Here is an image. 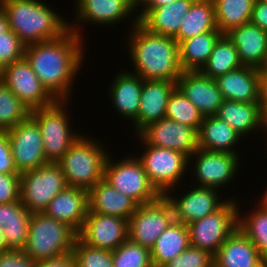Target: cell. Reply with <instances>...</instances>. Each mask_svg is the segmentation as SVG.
Returning <instances> with one entry per match:
<instances>
[{"mask_svg": "<svg viewBox=\"0 0 267 267\" xmlns=\"http://www.w3.org/2000/svg\"><path fill=\"white\" fill-rule=\"evenodd\" d=\"M82 37L68 29L59 38L25 46V59L56 100H68L84 59Z\"/></svg>", "mask_w": 267, "mask_h": 267, "instance_id": "cell-1", "label": "cell"}, {"mask_svg": "<svg viewBox=\"0 0 267 267\" xmlns=\"http://www.w3.org/2000/svg\"><path fill=\"white\" fill-rule=\"evenodd\" d=\"M127 41L135 71L143 80L176 82L182 75L179 44L174 38L153 34L138 23L136 16ZM133 29V30H132Z\"/></svg>", "mask_w": 267, "mask_h": 267, "instance_id": "cell-2", "label": "cell"}, {"mask_svg": "<svg viewBox=\"0 0 267 267\" xmlns=\"http://www.w3.org/2000/svg\"><path fill=\"white\" fill-rule=\"evenodd\" d=\"M9 28L25 45L59 38L68 29V22L41 0H0Z\"/></svg>", "mask_w": 267, "mask_h": 267, "instance_id": "cell-3", "label": "cell"}, {"mask_svg": "<svg viewBox=\"0 0 267 267\" xmlns=\"http://www.w3.org/2000/svg\"><path fill=\"white\" fill-rule=\"evenodd\" d=\"M103 147L93 138L82 135L69 148L57 162L62 168L68 187L89 191L104 178V165L108 152L106 153Z\"/></svg>", "mask_w": 267, "mask_h": 267, "instance_id": "cell-4", "label": "cell"}, {"mask_svg": "<svg viewBox=\"0 0 267 267\" xmlns=\"http://www.w3.org/2000/svg\"><path fill=\"white\" fill-rule=\"evenodd\" d=\"M78 232L70 225L42 213H32L24 252L34 261L72 252Z\"/></svg>", "mask_w": 267, "mask_h": 267, "instance_id": "cell-5", "label": "cell"}, {"mask_svg": "<svg viewBox=\"0 0 267 267\" xmlns=\"http://www.w3.org/2000/svg\"><path fill=\"white\" fill-rule=\"evenodd\" d=\"M65 105L64 100H57L50 106L30 112V117L37 123L41 132L48 162L57 163L80 137V134L71 131Z\"/></svg>", "mask_w": 267, "mask_h": 267, "instance_id": "cell-6", "label": "cell"}, {"mask_svg": "<svg viewBox=\"0 0 267 267\" xmlns=\"http://www.w3.org/2000/svg\"><path fill=\"white\" fill-rule=\"evenodd\" d=\"M68 184L58 163L49 162L20 174V201L31 213H42Z\"/></svg>", "mask_w": 267, "mask_h": 267, "instance_id": "cell-7", "label": "cell"}, {"mask_svg": "<svg viewBox=\"0 0 267 267\" xmlns=\"http://www.w3.org/2000/svg\"><path fill=\"white\" fill-rule=\"evenodd\" d=\"M236 200L226 202L214 213L187 225L190 245L204 249L213 256L225 240L238 228Z\"/></svg>", "mask_w": 267, "mask_h": 267, "instance_id": "cell-8", "label": "cell"}, {"mask_svg": "<svg viewBox=\"0 0 267 267\" xmlns=\"http://www.w3.org/2000/svg\"><path fill=\"white\" fill-rule=\"evenodd\" d=\"M139 140L143 142L144 152L141 154L140 161L148 180L156 191L164 196L175 184L184 177L189 158L181 152L148 145L139 135Z\"/></svg>", "mask_w": 267, "mask_h": 267, "instance_id": "cell-9", "label": "cell"}, {"mask_svg": "<svg viewBox=\"0 0 267 267\" xmlns=\"http://www.w3.org/2000/svg\"><path fill=\"white\" fill-rule=\"evenodd\" d=\"M106 159L104 179L122 194L132 198L138 205L156 201L161 195L151 185L138 157H128L112 162Z\"/></svg>", "mask_w": 267, "mask_h": 267, "instance_id": "cell-10", "label": "cell"}, {"mask_svg": "<svg viewBox=\"0 0 267 267\" xmlns=\"http://www.w3.org/2000/svg\"><path fill=\"white\" fill-rule=\"evenodd\" d=\"M175 220L173 208L165 196L156 201L138 205L128 219V239L151 250L156 239Z\"/></svg>", "mask_w": 267, "mask_h": 267, "instance_id": "cell-11", "label": "cell"}, {"mask_svg": "<svg viewBox=\"0 0 267 267\" xmlns=\"http://www.w3.org/2000/svg\"><path fill=\"white\" fill-rule=\"evenodd\" d=\"M0 80L31 111L50 106L57 101L38 79L25 57L4 66Z\"/></svg>", "mask_w": 267, "mask_h": 267, "instance_id": "cell-12", "label": "cell"}, {"mask_svg": "<svg viewBox=\"0 0 267 267\" xmlns=\"http://www.w3.org/2000/svg\"><path fill=\"white\" fill-rule=\"evenodd\" d=\"M6 131L11 144L14 164L20 174L49 163L45 158L39 127L30 116Z\"/></svg>", "mask_w": 267, "mask_h": 267, "instance_id": "cell-13", "label": "cell"}, {"mask_svg": "<svg viewBox=\"0 0 267 267\" xmlns=\"http://www.w3.org/2000/svg\"><path fill=\"white\" fill-rule=\"evenodd\" d=\"M78 238L88 246L113 251L128 239V220L88 211Z\"/></svg>", "mask_w": 267, "mask_h": 267, "instance_id": "cell-14", "label": "cell"}, {"mask_svg": "<svg viewBox=\"0 0 267 267\" xmlns=\"http://www.w3.org/2000/svg\"><path fill=\"white\" fill-rule=\"evenodd\" d=\"M197 131L168 118L149 124L138 135L151 146L183 153L189 158L198 149Z\"/></svg>", "mask_w": 267, "mask_h": 267, "instance_id": "cell-15", "label": "cell"}, {"mask_svg": "<svg viewBox=\"0 0 267 267\" xmlns=\"http://www.w3.org/2000/svg\"><path fill=\"white\" fill-rule=\"evenodd\" d=\"M195 155L194 171L199 187L220 188L229 182L236 175L239 162V153L208 151L197 149Z\"/></svg>", "mask_w": 267, "mask_h": 267, "instance_id": "cell-16", "label": "cell"}, {"mask_svg": "<svg viewBox=\"0 0 267 267\" xmlns=\"http://www.w3.org/2000/svg\"><path fill=\"white\" fill-rule=\"evenodd\" d=\"M184 194L179 199H175L169 192L164 196L173 208L175 221L186 225L214 213L226 202L219 199L216 188L195 186Z\"/></svg>", "mask_w": 267, "mask_h": 267, "instance_id": "cell-17", "label": "cell"}, {"mask_svg": "<svg viewBox=\"0 0 267 267\" xmlns=\"http://www.w3.org/2000/svg\"><path fill=\"white\" fill-rule=\"evenodd\" d=\"M176 87L203 116L215 115L224 100L216 80L204 76L200 71L182 72Z\"/></svg>", "mask_w": 267, "mask_h": 267, "instance_id": "cell-18", "label": "cell"}, {"mask_svg": "<svg viewBox=\"0 0 267 267\" xmlns=\"http://www.w3.org/2000/svg\"><path fill=\"white\" fill-rule=\"evenodd\" d=\"M76 3L77 7L74 12H77L75 14L77 18L73 19L76 22L72 24L73 26L69 24V29L80 36L81 33L77 31L80 26L75 24L77 21L78 23L91 22L92 24L98 23V25H114L135 11L131 0H77Z\"/></svg>", "mask_w": 267, "mask_h": 267, "instance_id": "cell-19", "label": "cell"}, {"mask_svg": "<svg viewBox=\"0 0 267 267\" xmlns=\"http://www.w3.org/2000/svg\"><path fill=\"white\" fill-rule=\"evenodd\" d=\"M89 210L88 191L78 187H67L59 192L43 213L64 222L79 232Z\"/></svg>", "mask_w": 267, "mask_h": 267, "instance_id": "cell-20", "label": "cell"}, {"mask_svg": "<svg viewBox=\"0 0 267 267\" xmlns=\"http://www.w3.org/2000/svg\"><path fill=\"white\" fill-rule=\"evenodd\" d=\"M238 52L243 66L261 70L267 60V32L251 22L226 33Z\"/></svg>", "mask_w": 267, "mask_h": 267, "instance_id": "cell-21", "label": "cell"}, {"mask_svg": "<svg viewBox=\"0 0 267 267\" xmlns=\"http://www.w3.org/2000/svg\"><path fill=\"white\" fill-rule=\"evenodd\" d=\"M176 88V82L168 80H143L137 135L149 124L165 118L169 97Z\"/></svg>", "mask_w": 267, "mask_h": 267, "instance_id": "cell-22", "label": "cell"}, {"mask_svg": "<svg viewBox=\"0 0 267 267\" xmlns=\"http://www.w3.org/2000/svg\"><path fill=\"white\" fill-rule=\"evenodd\" d=\"M194 1L175 0L152 10H142L137 15L138 23L153 34L175 38Z\"/></svg>", "mask_w": 267, "mask_h": 267, "instance_id": "cell-23", "label": "cell"}, {"mask_svg": "<svg viewBox=\"0 0 267 267\" xmlns=\"http://www.w3.org/2000/svg\"><path fill=\"white\" fill-rule=\"evenodd\" d=\"M259 79V69L242 66L215 80L224 100L252 103L259 101Z\"/></svg>", "mask_w": 267, "mask_h": 267, "instance_id": "cell-24", "label": "cell"}, {"mask_svg": "<svg viewBox=\"0 0 267 267\" xmlns=\"http://www.w3.org/2000/svg\"><path fill=\"white\" fill-rule=\"evenodd\" d=\"M89 210L99 214L129 219L138 204L130 197L119 192L104 178L88 191Z\"/></svg>", "mask_w": 267, "mask_h": 267, "instance_id": "cell-25", "label": "cell"}, {"mask_svg": "<svg viewBox=\"0 0 267 267\" xmlns=\"http://www.w3.org/2000/svg\"><path fill=\"white\" fill-rule=\"evenodd\" d=\"M117 75L110 86L113 107L126 120H132L135 127L138 124L143 79L129 71Z\"/></svg>", "mask_w": 267, "mask_h": 267, "instance_id": "cell-26", "label": "cell"}, {"mask_svg": "<svg viewBox=\"0 0 267 267\" xmlns=\"http://www.w3.org/2000/svg\"><path fill=\"white\" fill-rule=\"evenodd\" d=\"M252 241L237 228L213 256L214 267H251L261 259Z\"/></svg>", "mask_w": 267, "mask_h": 267, "instance_id": "cell-27", "label": "cell"}, {"mask_svg": "<svg viewBox=\"0 0 267 267\" xmlns=\"http://www.w3.org/2000/svg\"><path fill=\"white\" fill-rule=\"evenodd\" d=\"M215 116L224 120L241 136L251 133L255 129L259 131L260 128L266 131L265 135L267 134V124L263 119L258 102L244 103L223 100Z\"/></svg>", "mask_w": 267, "mask_h": 267, "instance_id": "cell-28", "label": "cell"}, {"mask_svg": "<svg viewBox=\"0 0 267 267\" xmlns=\"http://www.w3.org/2000/svg\"><path fill=\"white\" fill-rule=\"evenodd\" d=\"M197 135L199 149L232 154H237L233 146L242 137L224 120L215 115L204 116Z\"/></svg>", "mask_w": 267, "mask_h": 267, "instance_id": "cell-29", "label": "cell"}, {"mask_svg": "<svg viewBox=\"0 0 267 267\" xmlns=\"http://www.w3.org/2000/svg\"><path fill=\"white\" fill-rule=\"evenodd\" d=\"M222 35L219 30H213L183 40L179 44V61L182 71H200L207 63L215 44Z\"/></svg>", "mask_w": 267, "mask_h": 267, "instance_id": "cell-30", "label": "cell"}, {"mask_svg": "<svg viewBox=\"0 0 267 267\" xmlns=\"http://www.w3.org/2000/svg\"><path fill=\"white\" fill-rule=\"evenodd\" d=\"M189 246L187 225L174 220L156 239L154 247L150 250L153 267H163Z\"/></svg>", "mask_w": 267, "mask_h": 267, "instance_id": "cell-31", "label": "cell"}, {"mask_svg": "<svg viewBox=\"0 0 267 267\" xmlns=\"http://www.w3.org/2000/svg\"><path fill=\"white\" fill-rule=\"evenodd\" d=\"M213 30H218L213 0H195L174 39L180 44L183 40Z\"/></svg>", "mask_w": 267, "mask_h": 267, "instance_id": "cell-32", "label": "cell"}, {"mask_svg": "<svg viewBox=\"0 0 267 267\" xmlns=\"http://www.w3.org/2000/svg\"><path fill=\"white\" fill-rule=\"evenodd\" d=\"M256 0H213L217 29L226 34L231 29L249 23Z\"/></svg>", "mask_w": 267, "mask_h": 267, "instance_id": "cell-33", "label": "cell"}, {"mask_svg": "<svg viewBox=\"0 0 267 267\" xmlns=\"http://www.w3.org/2000/svg\"><path fill=\"white\" fill-rule=\"evenodd\" d=\"M238 52L233 42L223 34L214 46V49L200 72L207 77L216 79L228 72L242 67Z\"/></svg>", "mask_w": 267, "mask_h": 267, "instance_id": "cell-34", "label": "cell"}, {"mask_svg": "<svg viewBox=\"0 0 267 267\" xmlns=\"http://www.w3.org/2000/svg\"><path fill=\"white\" fill-rule=\"evenodd\" d=\"M258 209L252 210L249 215L238 212V228L252 241L259 254L267 258V204L260 200Z\"/></svg>", "mask_w": 267, "mask_h": 267, "instance_id": "cell-35", "label": "cell"}, {"mask_svg": "<svg viewBox=\"0 0 267 267\" xmlns=\"http://www.w3.org/2000/svg\"><path fill=\"white\" fill-rule=\"evenodd\" d=\"M166 118L190 126L197 132L204 119L203 114L176 87L168 100Z\"/></svg>", "mask_w": 267, "mask_h": 267, "instance_id": "cell-36", "label": "cell"}, {"mask_svg": "<svg viewBox=\"0 0 267 267\" xmlns=\"http://www.w3.org/2000/svg\"><path fill=\"white\" fill-rule=\"evenodd\" d=\"M31 110L0 80V130H8L30 116Z\"/></svg>", "mask_w": 267, "mask_h": 267, "instance_id": "cell-37", "label": "cell"}, {"mask_svg": "<svg viewBox=\"0 0 267 267\" xmlns=\"http://www.w3.org/2000/svg\"><path fill=\"white\" fill-rule=\"evenodd\" d=\"M113 267H153L148 248L127 239L112 251Z\"/></svg>", "mask_w": 267, "mask_h": 267, "instance_id": "cell-38", "label": "cell"}, {"mask_svg": "<svg viewBox=\"0 0 267 267\" xmlns=\"http://www.w3.org/2000/svg\"><path fill=\"white\" fill-rule=\"evenodd\" d=\"M72 252L78 267H113L112 251L88 246L79 238L75 241Z\"/></svg>", "mask_w": 267, "mask_h": 267, "instance_id": "cell-39", "label": "cell"}, {"mask_svg": "<svg viewBox=\"0 0 267 267\" xmlns=\"http://www.w3.org/2000/svg\"><path fill=\"white\" fill-rule=\"evenodd\" d=\"M163 267H214L213 255L190 245Z\"/></svg>", "mask_w": 267, "mask_h": 267, "instance_id": "cell-40", "label": "cell"}, {"mask_svg": "<svg viewBox=\"0 0 267 267\" xmlns=\"http://www.w3.org/2000/svg\"><path fill=\"white\" fill-rule=\"evenodd\" d=\"M30 220L31 218H19V220H10L7 224H4L2 232L9 249H25Z\"/></svg>", "mask_w": 267, "mask_h": 267, "instance_id": "cell-41", "label": "cell"}, {"mask_svg": "<svg viewBox=\"0 0 267 267\" xmlns=\"http://www.w3.org/2000/svg\"><path fill=\"white\" fill-rule=\"evenodd\" d=\"M24 54L25 45L11 29L0 35V62L3 66L23 59Z\"/></svg>", "mask_w": 267, "mask_h": 267, "instance_id": "cell-42", "label": "cell"}, {"mask_svg": "<svg viewBox=\"0 0 267 267\" xmlns=\"http://www.w3.org/2000/svg\"><path fill=\"white\" fill-rule=\"evenodd\" d=\"M20 200V174L0 173V204Z\"/></svg>", "mask_w": 267, "mask_h": 267, "instance_id": "cell-43", "label": "cell"}, {"mask_svg": "<svg viewBox=\"0 0 267 267\" xmlns=\"http://www.w3.org/2000/svg\"><path fill=\"white\" fill-rule=\"evenodd\" d=\"M0 173L20 174L14 164L11 144L6 130H0Z\"/></svg>", "mask_w": 267, "mask_h": 267, "instance_id": "cell-44", "label": "cell"}, {"mask_svg": "<svg viewBox=\"0 0 267 267\" xmlns=\"http://www.w3.org/2000/svg\"><path fill=\"white\" fill-rule=\"evenodd\" d=\"M32 213L22 204L14 201L7 204H0V229L10 220H19V218H31Z\"/></svg>", "mask_w": 267, "mask_h": 267, "instance_id": "cell-45", "label": "cell"}, {"mask_svg": "<svg viewBox=\"0 0 267 267\" xmlns=\"http://www.w3.org/2000/svg\"><path fill=\"white\" fill-rule=\"evenodd\" d=\"M0 267H37V262L24 250L10 249L0 253Z\"/></svg>", "mask_w": 267, "mask_h": 267, "instance_id": "cell-46", "label": "cell"}, {"mask_svg": "<svg viewBox=\"0 0 267 267\" xmlns=\"http://www.w3.org/2000/svg\"><path fill=\"white\" fill-rule=\"evenodd\" d=\"M250 22L267 32V1H255Z\"/></svg>", "mask_w": 267, "mask_h": 267, "instance_id": "cell-47", "label": "cell"}, {"mask_svg": "<svg viewBox=\"0 0 267 267\" xmlns=\"http://www.w3.org/2000/svg\"><path fill=\"white\" fill-rule=\"evenodd\" d=\"M37 267H78L73 252L37 262Z\"/></svg>", "mask_w": 267, "mask_h": 267, "instance_id": "cell-48", "label": "cell"}, {"mask_svg": "<svg viewBox=\"0 0 267 267\" xmlns=\"http://www.w3.org/2000/svg\"><path fill=\"white\" fill-rule=\"evenodd\" d=\"M258 103L263 119L267 124V71H260Z\"/></svg>", "mask_w": 267, "mask_h": 267, "instance_id": "cell-49", "label": "cell"}, {"mask_svg": "<svg viewBox=\"0 0 267 267\" xmlns=\"http://www.w3.org/2000/svg\"><path fill=\"white\" fill-rule=\"evenodd\" d=\"M174 1L175 0H151L143 9L141 8V10H152L153 8H158Z\"/></svg>", "mask_w": 267, "mask_h": 267, "instance_id": "cell-50", "label": "cell"}, {"mask_svg": "<svg viewBox=\"0 0 267 267\" xmlns=\"http://www.w3.org/2000/svg\"><path fill=\"white\" fill-rule=\"evenodd\" d=\"M9 23L6 13L0 7V35L7 32L9 30Z\"/></svg>", "mask_w": 267, "mask_h": 267, "instance_id": "cell-51", "label": "cell"}, {"mask_svg": "<svg viewBox=\"0 0 267 267\" xmlns=\"http://www.w3.org/2000/svg\"><path fill=\"white\" fill-rule=\"evenodd\" d=\"M8 250H10V249L8 248V245L5 241L2 229H0V253L6 252Z\"/></svg>", "mask_w": 267, "mask_h": 267, "instance_id": "cell-52", "label": "cell"}, {"mask_svg": "<svg viewBox=\"0 0 267 267\" xmlns=\"http://www.w3.org/2000/svg\"><path fill=\"white\" fill-rule=\"evenodd\" d=\"M131 1H132V6L136 11L138 10L139 6L144 8L151 0H131Z\"/></svg>", "mask_w": 267, "mask_h": 267, "instance_id": "cell-53", "label": "cell"}, {"mask_svg": "<svg viewBox=\"0 0 267 267\" xmlns=\"http://www.w3.org/2000/svg\"><path fill=\"white\" fill-rule=\"evenodd\" d=\"M251 267H267V258H261L258 262H256Z\"/></svg>", "mask_w": 267, "mask_h": 267, "instance_id": "cell-54", "label": "cell"}, {"mask_svg": "<svg viewBox=\"0 0 267 267\" xmlns=\"http://www.w3.org/2000/svg\"><path fill=\"white\" fill-rule=\"evenodd\" d=\"M3 72H4V66L1 64L0 62V79L2 78L3 76Z\"/></svg>", "mask_w": 267, "mask_h": 267, "instance_id": "cell-55", "label": "cell"}, {"mask_svg": "<svg viewBox=\"0 0 267 267\" xmlns=\"http://www.w3.org/2000/svg\"><path fill=\"white\" fill-rule=\"evenodd\" d=\"M261 200L267 204V191H265V194L263 195V198H261Z\"/></svg>", "mask_w": 267, "mask_h": 267, "instance_id": "cell-56", "label": "cell"}, {"mask_svg": "<svg viewBox=\"0 0 267 267\" xmlns=\"http://www.w3.org/2000/svg\"><path fill=\"white\" fill-rule=\"evenodd\" d=\"M260 71H267V60L265 62V65L263 66V68Z\"/></svg>", "mask_w": 267, "mask_h": 267, "instance_id": "cell-57", "label": "cell"}]
</instances>
